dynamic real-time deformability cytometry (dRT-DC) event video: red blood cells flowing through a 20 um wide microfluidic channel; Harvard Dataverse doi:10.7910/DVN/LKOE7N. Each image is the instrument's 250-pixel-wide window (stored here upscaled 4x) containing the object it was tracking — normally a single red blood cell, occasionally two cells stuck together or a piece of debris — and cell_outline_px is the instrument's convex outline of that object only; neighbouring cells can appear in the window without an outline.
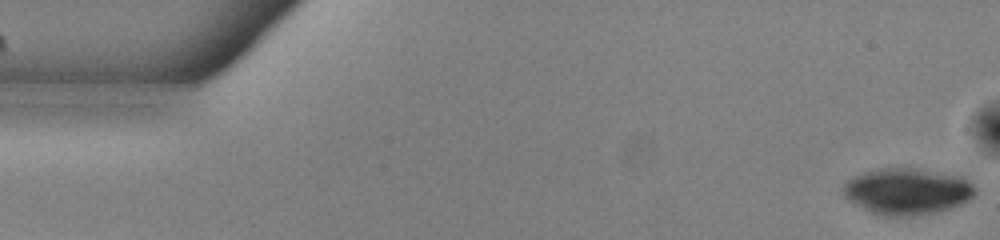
{"species": "common noctule bat (a hibernating species)", "species_latin": "Nyctalus noctula", "temperature_condition": "warm", "stored_images_in_passage": 53, "camera_frame_rate_fps": 3000, "um_per_image_px": 0.085, "animal": {"sex": "male", "body_mass_g": 13.0, "forearm_length_mm": 53.1}, "frame": {"image": 1, "passage_image": 1, "time_ms": 0.0, "image_size_px": [1000, 240], "cell_outline_px": [[976, 192], [968, 200], [952, 208], [936, 212], [912, 216], [876, 216], [848, 200], [840, 192], [840, 188], [852, 176], [864, 172], [880, 168], [916, 168], [964, 176], [976, 188]], "centroid_in_image_um": [77.08, 16.27], "position_along_channel_um": 7.9, "area_um2": 36.24}}